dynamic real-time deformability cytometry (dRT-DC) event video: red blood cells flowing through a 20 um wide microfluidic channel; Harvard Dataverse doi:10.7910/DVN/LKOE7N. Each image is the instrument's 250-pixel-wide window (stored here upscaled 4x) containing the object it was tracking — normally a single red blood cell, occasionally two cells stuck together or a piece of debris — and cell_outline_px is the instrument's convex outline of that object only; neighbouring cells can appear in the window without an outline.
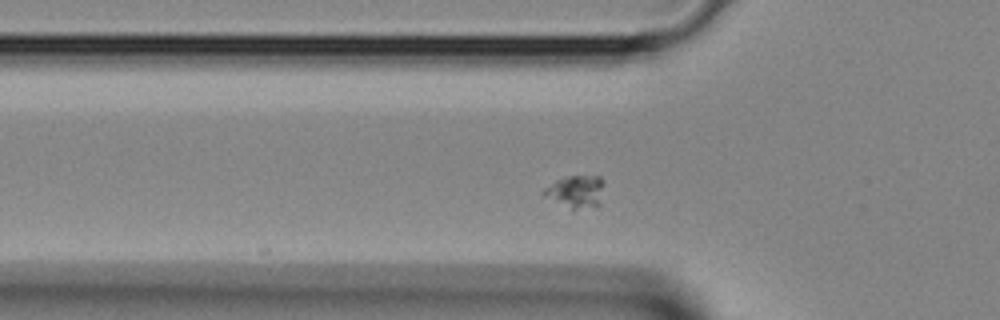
{"species": "Egyptian fruit bat (a non-hibernating species)", "species_latin": "Rousettus aegyptiacus", "temperature_condition": "room temperature", "stored_images_in_passage": 3, "camera_frame_rate_fps": 3000, "um_per_image_px": 0.085, "animal": {"sex": "female"}, "frame": {"image": 1, "passage_image": 3, "time_ms": 0.667, "image_size_px": [1000, 320], "cell_outline_px": [[604, 184], [600, 204], [596, 208], [572, 212], [544, 196], [540, 192], [544, 188], [556, 180], [568, 176], [600, 176], [604, 180]], "centroid_in_image_um": [48.96, 16.35], "position_along_channel_um": 76.8, "area_um2": 12.14}}